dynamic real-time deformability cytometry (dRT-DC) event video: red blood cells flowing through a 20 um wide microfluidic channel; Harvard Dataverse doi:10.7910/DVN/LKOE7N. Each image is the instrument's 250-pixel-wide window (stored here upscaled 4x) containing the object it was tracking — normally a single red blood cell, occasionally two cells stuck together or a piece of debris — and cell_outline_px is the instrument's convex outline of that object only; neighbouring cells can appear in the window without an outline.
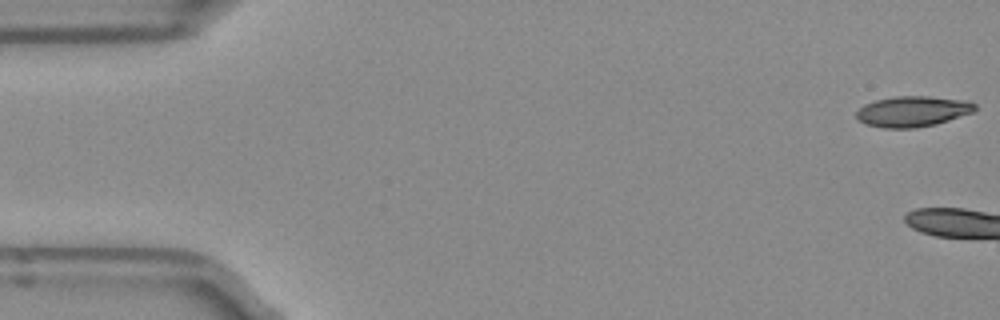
{"species": "Egyptian fruit bat (a non-hibernating species)", "species_latin": "Rousettus aegyptiacus", "temperature_condition": "room temperature", "stored_images_in_passage": 7, "camera_frame_rate_fps": 3000, "um_per_image_px": 0.085, "frame": {"image": 1, "passage_image": 1, "time_ms": 0.0, "image_size_px": [1000, 320], "cell_outline_px": [[976, 112], [936, 124], [916, 128], [884, 128], [864, 124], [856, 116], [856, 112], [864, 104], [876, 100], [896, 96], [928, 96], [968, 100], [976, 104]], "centroid_in_image_um": [77.62, 9.47], "position_along_channel_um": 7.4, "area_um2": 21.39}}